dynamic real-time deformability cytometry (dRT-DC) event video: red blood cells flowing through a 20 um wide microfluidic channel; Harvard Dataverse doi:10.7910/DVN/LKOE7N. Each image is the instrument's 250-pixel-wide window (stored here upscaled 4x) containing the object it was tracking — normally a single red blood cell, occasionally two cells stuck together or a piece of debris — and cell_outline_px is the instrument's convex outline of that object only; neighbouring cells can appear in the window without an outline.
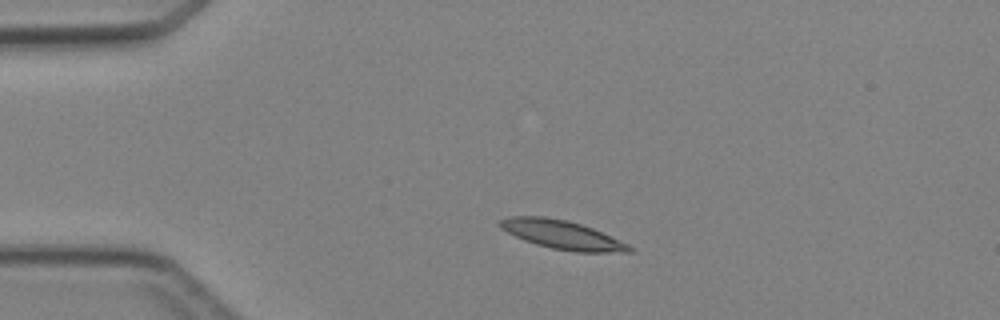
{"species": "Egyptian fruit bat (a non-hibernating species)", "species_latin": "Rousettus aegyptiacus", "temperature_condition": "cold", "stored_images_in_passage": 3, "camera_frame_rate_fps": 3000, "um_per_image_px": 0.085, "animal": {"sex": "female"}, "frame": {"image": 1, "passage_image": 1, "time_ms": 0.0, "image_size_px": [1000, 320], "cell_outline_px": [[632, 252], [576, 252], [552, 248], [536, 244], [524, 240], [500, 228], [496, 224], [496, 220], [508, 216], [544, 216], [568, 220], [592, 228], [628, 244], [632, 248]], "centroid_in_image_um": [47.71, 19.93], "position_along_channel_um": 37.3, "area_um2": 21.62}}
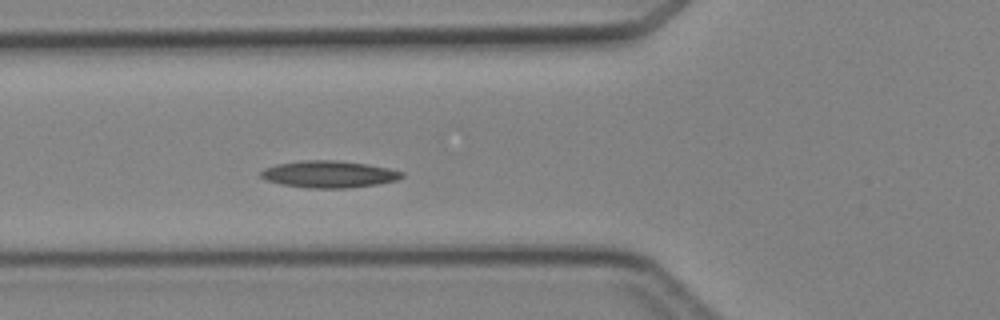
{"frame": {"image": 2, "passage_image": 3, "time_ms": 2.333, "image_size_px": [1000, 320], "cell_outline_px": [[404, 176], [396, 180], [376, 184], [348, 188], [308, 188], [280, 184], [268, 180], [260, 176], [260, 172], [264, 168], [276, 164], [304, 160], [336, 160], [368, 164], [388, 168], [404, 172]], "centroid_in_image_um": [27.95, 14.8], "position_along_channel_um": 97.8, "area_um2": 22.08}}